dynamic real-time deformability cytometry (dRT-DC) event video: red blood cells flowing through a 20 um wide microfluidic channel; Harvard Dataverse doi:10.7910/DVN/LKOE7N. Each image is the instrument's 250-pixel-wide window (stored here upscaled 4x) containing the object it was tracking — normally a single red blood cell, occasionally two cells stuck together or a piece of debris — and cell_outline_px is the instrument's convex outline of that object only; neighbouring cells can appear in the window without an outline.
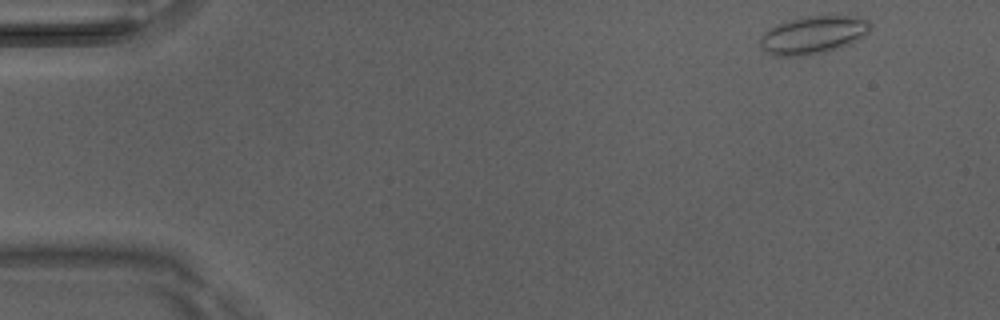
{"species": "Egyptian fruit bat (a non-hibernating species)", "species_latin": "Rousettus aegyptiacus", "temperature_condition": "room temperature", "stored_images_in_passage": 47, "camera_frame_rate_fps": 3000, "um_per_image_px": 0.085, "animal": {"sex": "male"}, "frame": {"image": 1, "passage_image": 1, "time_ms": 0.0, "image_size_px": [1000, 320], "cell_outline_px": [[872, 28], [864, 36], [840, 48], [824, 52], [800, 56], [776, 56], [768, 52], [760, 44], [760, 36], [764, 32], [776, 24], [788, 20], [808, 16], [856, 16], [868, 20], [872, 24]], "centroid_in_image_um": [69.14, 2.96], "position_along_channel_um": 15.9, "area_um2": 24.22}}
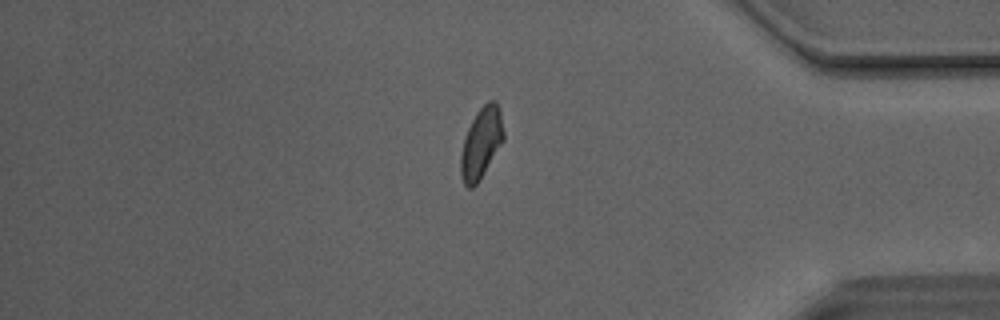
{"frame": {"image": 2, "passage_image": 39, "time_ms": 12.667, "image_size_px": [1000, 320], "cell_outline_px": [[504, 140], [476, 184], [472, 188], [468, 188], [464, 184], [460, 176], [460, 156], [464, 136], [476, 112], [488, 100], [496, 100], [500, 108], [504, 132]], "centroid_in_image_um": [40.9, 12.12], "position_along_channel_um": 394.3, "area_um2": 17.74}}
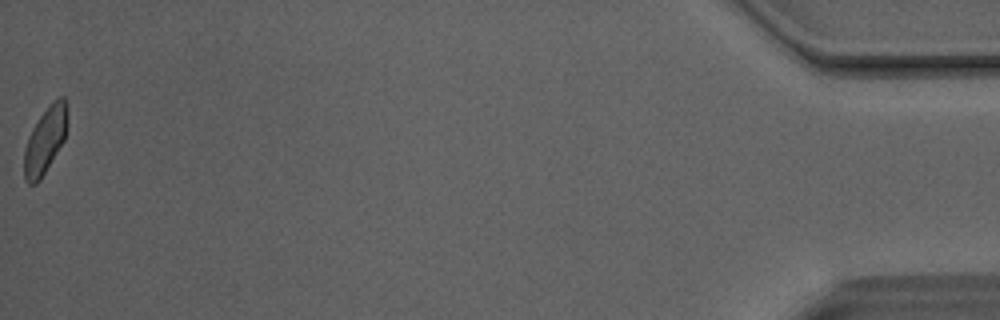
{"frame": {"image": 3, "passage_image": 47, "time_ms": 15.333, "image_size_px": [1000, 320], "cell_outline_px": [[68, 108], [64, 140], [40, 180], [36, 184], [28, 184], [24, 180], [24, 148], [28, 136], [32, 128], [40, 116], [52, 100], [60, 96], [64, 96]], "centroid_in_image_um": [3.83, 11.91], "position_along_channel_um": 431.4, "area_um2": 16.76}, "authors_computed_cell_mechanics": {"area_um2": 17.5134, "velocity_mm_per_s": 4.115, "shape_relaxation_time_tau1_ms": null, "shape_relaxation_time_tau2_ms": 1.9662, "deformation_change_tau1": null, "deformation_change_tau2": 0.0721}}